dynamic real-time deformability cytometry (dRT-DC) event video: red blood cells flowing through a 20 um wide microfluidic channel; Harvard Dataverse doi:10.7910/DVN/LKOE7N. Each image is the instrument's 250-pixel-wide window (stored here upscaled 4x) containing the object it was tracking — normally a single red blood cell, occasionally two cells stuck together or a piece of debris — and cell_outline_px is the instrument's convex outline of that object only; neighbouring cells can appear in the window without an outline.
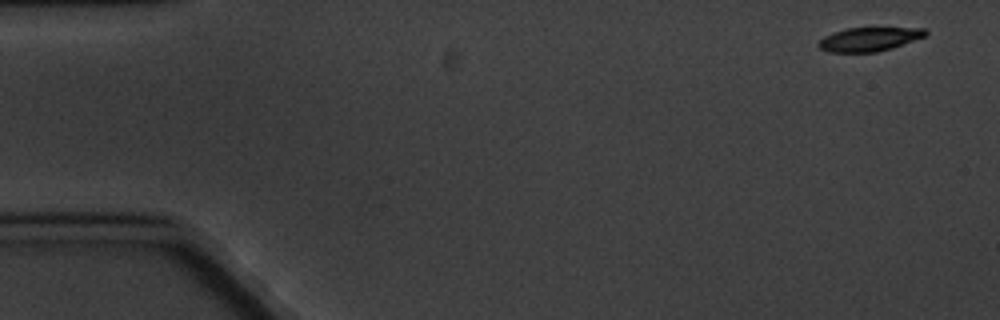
{"species": "common noctule bat (a hibernating species)", "species_latin": "Nyctalus noctula", "temperature_condition": "cold", "stored_images_in_passage": 6, "camera_frame_rate_fps": 3000, "um_per_image_px": 0.085, "animal": {"sex": "male", "body_mass_g": 20.1, "forearm_length_mm": 53.5}, "frame": {"image": 1, "passage_image": 1, "time_ms": 0.0, "image_size_px": [1000, 320], "cell_outline_px": [[928, 32], [924, 36], [892, 48], [876, 52], [828, 52], [820, 48], [816, 44], [824, 36], [848, 28], [924, 28]], "centroid_in_image_um": [73.85, 3.34], "position_along_channel_um": 11.1, "area_um2": 14.62}}
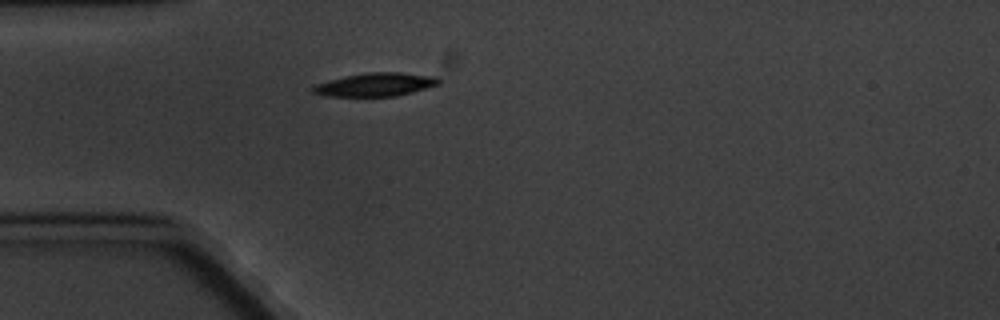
{"frame": {"image": 2, "passage_image": 5, "time_ms": 4.667, "image_size_px": [1000, 320], "cell_outline_px": [[440, 84], [412, 92], [396, 96], [324, 96], [312, 92], [312, 88], [316, 84], [328, 80], [344, 76], [368, 72], [404, 72], [440, 76]], "centroid_in_image_um": [31.96, 7.17], "position_along_channel_um": 53.0, "area_um2": 17.34}}